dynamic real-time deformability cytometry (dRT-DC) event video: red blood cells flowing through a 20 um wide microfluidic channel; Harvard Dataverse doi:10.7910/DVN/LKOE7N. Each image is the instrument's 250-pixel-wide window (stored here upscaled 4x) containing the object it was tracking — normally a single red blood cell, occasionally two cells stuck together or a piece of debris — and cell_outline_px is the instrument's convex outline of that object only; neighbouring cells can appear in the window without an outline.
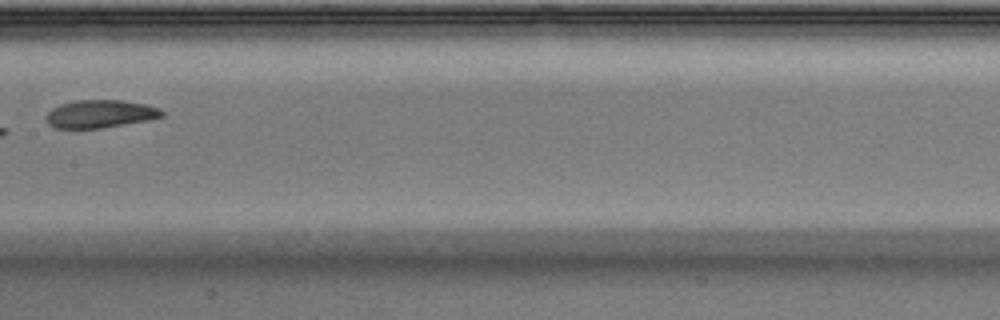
{"species": "Egyptian fruit bat (a non-hibernating species)", "species_latin": "Rousettus aegyptiacus", "temperature_condition": "warm", "stored_images_in_passage": 6, "camera_frame_rate_fps": 3000, "um_per_image_px": 0.085, "animal": {"sex": "male"}, "frame": {"image": 1, "passage_image": 6, "time_ms": 1.667, "image_size_px": [1000, 320], "cell_outline_px": [[164, 116], [148, 120], [100, 128], [56, 128], [48, 124], [48, 112], [52, 108], [60, 104], [76, 100], [120, 100], [144, 104], [160, 108], [164, 112]], "centroid_in_image_um": [8.53, 9.67], "position_along_channel_um": 198.9, "area_um2": 18.61}}